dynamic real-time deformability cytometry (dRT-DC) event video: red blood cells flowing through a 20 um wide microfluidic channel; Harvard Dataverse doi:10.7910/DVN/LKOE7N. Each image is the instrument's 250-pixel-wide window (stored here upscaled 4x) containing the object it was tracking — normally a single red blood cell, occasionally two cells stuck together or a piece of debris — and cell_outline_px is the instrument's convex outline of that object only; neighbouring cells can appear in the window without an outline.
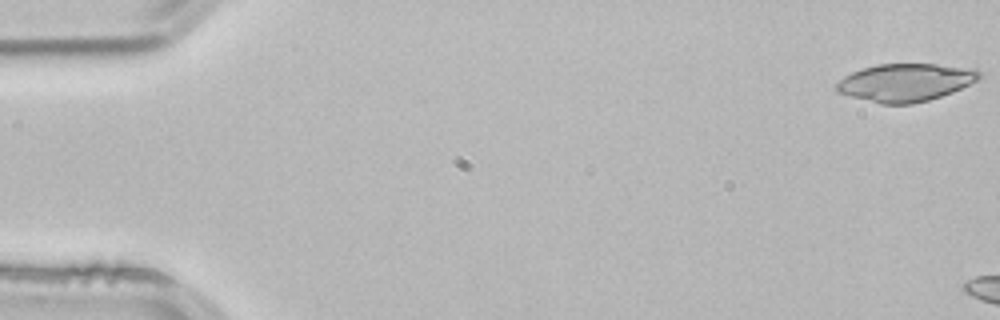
{"species": "common noctule bat (a hibernating species)", "species_latin": "Nyctalus noctula", "temperature_condition": "room temperature", "stored_images_in_passage": 5, "camera_frame_rate_fps": 3000, "um_per_image_px": 0.085, "animal": {"sex": "male", "body_mass_g": 21.5, "forearm_length_mm": 52.0}, "frame": {"image": 1, "passage_image": 1, "time_ms": 0.0, "image_size_px": [1000, 320], "cell_outline_px": [[980, 80], [952, 92], [928, 100], [912, 104], [880, 104], [836, 92], [836, 84], [844, 76], [852, 72], [876, 64], [936, 64], [976, 68], [980, 72]], "centroid_in_image_um": [76.99, 7.0], "position_along_channel_um": 8.0, "area_um2": 31.5}}